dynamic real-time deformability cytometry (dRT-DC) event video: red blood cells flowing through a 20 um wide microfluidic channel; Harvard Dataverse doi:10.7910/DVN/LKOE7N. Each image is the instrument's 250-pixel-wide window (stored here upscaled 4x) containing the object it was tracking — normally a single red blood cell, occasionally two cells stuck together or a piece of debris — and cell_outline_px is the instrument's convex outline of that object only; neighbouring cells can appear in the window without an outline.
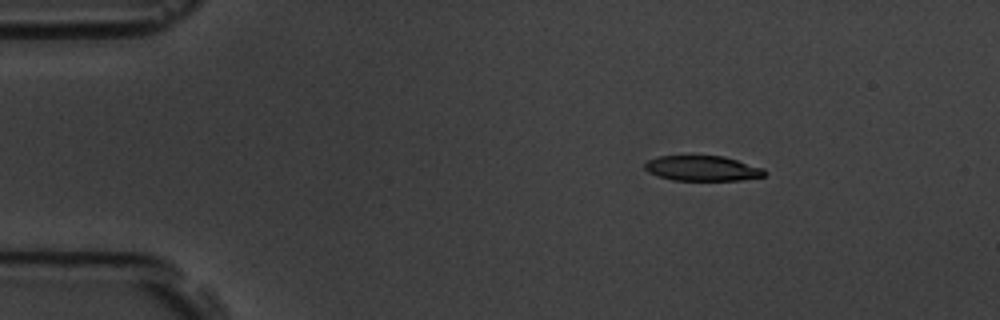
{"species": "common noctule bat (a hibernating species)", "species_latin": "Nyctalus noctula", "temperature_condition": "room temperature", "stored_images_in_passage": 6, "camera_frame_rate_fps": 3000, "um_per_image_px": 0.085, "animal": {"sex": "male", "body_mass_g": 19.5, "forearm_length_mm": 54.6}, "frame": {"image": 1, "passage_image": 3, "time_ms": 2.667, "image_size_px": [1000, 320], "cell_outline_px": [[768, 172], [764, 176], [740, 180], [672, 180], [648, 172], [644, 168], [644, 164], [648, 160], [660, 156], [724, 156], [764, 168]], "centroid_in_image_um": [59.73, 14.31], "position_along_channel_um": 25.3, "area_um2": 17.51}}
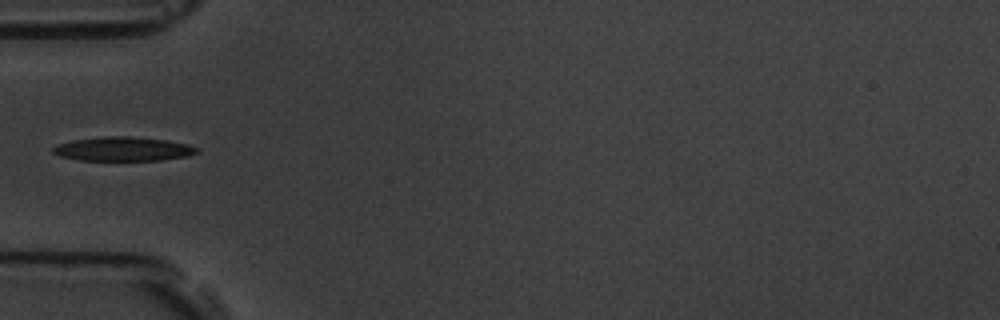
{"frame": {"image": 2, "passage_image": 6, "time_ms": 6.0, "image_size_px": [1000, 320], "cell_outline_px": [[200, 152], [188, 156], [160, 160], [80, 160], [60, 156], [52, 152], [52, 148], [60, 144], [72, 140], [104, 136], [128, 136], [168, 140], [200, 148]], "centroid_in_image_um": [10.49, 12.66], "position_along_channel_um": 74.5, "area_um2": 20.11}}